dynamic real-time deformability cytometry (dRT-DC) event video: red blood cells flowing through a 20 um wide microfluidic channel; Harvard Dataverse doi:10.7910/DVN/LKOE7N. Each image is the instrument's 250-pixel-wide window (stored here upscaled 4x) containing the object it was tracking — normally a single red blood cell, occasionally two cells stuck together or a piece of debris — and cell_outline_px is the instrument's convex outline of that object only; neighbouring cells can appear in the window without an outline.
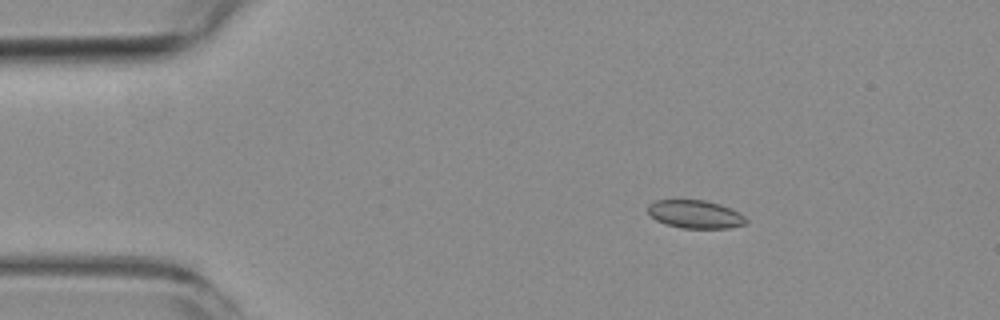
{"species": "common noctule bat (a hibernating species)", "species_latin": "Nyctalus noctula", "temperature_condition": "room temperature", "stored_images_in_passage": 3, "camera_frame_rate_fps": 3000, "um_per_image_px": 0.085, "animal": {"sex": "female", "body_mass_g": 19.3, "forearm_length_mm": 54.1}, "frame": {"image": 1, "passage_image": 2, "time_ms": 1.333, "image_size_px": [1000, 320], "cell_outline_px": [[748, 220], [744, 224], [728, 228], [680, 228], [664, 224], [656, 220], [648, 212], [648, 204], [656, 200], [704, 200], [720, 204], [740, 212]], "centroid_in_image_um": [59.09, 18.21], "position_along_channel_um": 25.9, "area_um2": 16.13}}